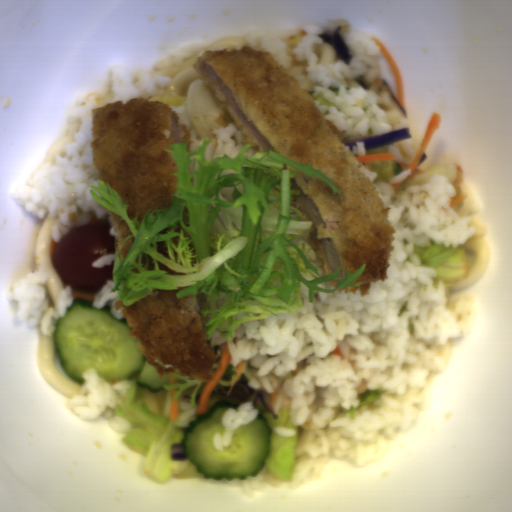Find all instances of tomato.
Returning a JSON list of instances; mask_svg holds the SVG:
<instances>
[{
    "mask_svg": "<svg viewBox=\"0 0 512 512\" xmlns=\"http://www.w3.org/2000/svg\"><path fill=\"white\" fill-rule=\"evenodd\" d=\"M89 224L68 232L55 241L52 263L64 287L70 285L86 296H96L100 289L114 279L112 265L93 267L92 263L105 254L117 252L118 232L112 226L109 213L97 218L94 212Z\"/></svg>",
    "mask_w": 512,
    "mask_h": 512,
    "instance_id": "512abeb7",
    "label": "tomato"
}]
</instances>
